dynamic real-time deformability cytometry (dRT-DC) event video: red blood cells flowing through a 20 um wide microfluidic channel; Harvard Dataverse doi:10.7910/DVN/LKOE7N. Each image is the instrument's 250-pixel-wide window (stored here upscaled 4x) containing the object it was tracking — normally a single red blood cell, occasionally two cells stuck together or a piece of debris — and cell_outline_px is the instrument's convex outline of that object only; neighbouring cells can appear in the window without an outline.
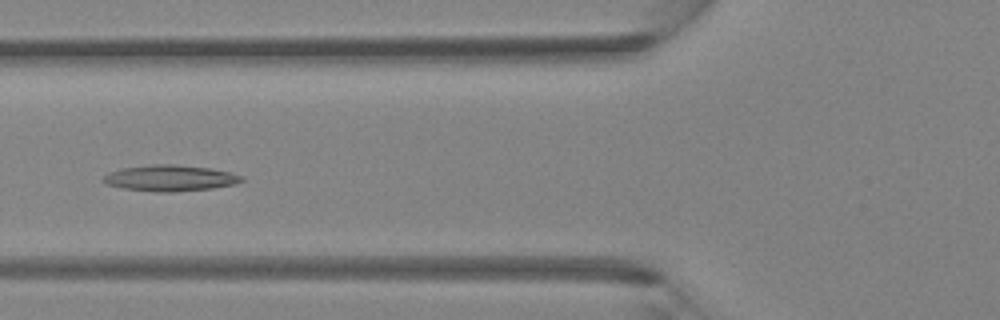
{"species": "Egyptian fruit bat (a non-hibernating species)", "species_latin": "Rousettus aegyptiacus", "temperature_condition": "room temperature", "stored_images_in_passage": 4, "camera_frame_rate_fps": 3000, "um_per_image_px": 0.085, "animal": {"sex": "female"}, "frame": {"image": 1, "passage_image": 4, "time_ms": 1.0, "image_size_px": [1000, 320], "cell_outline_px": [[244, 180], [236, 184], [212, 188], [172, 192], [156, 192], [124, 188], [104, 184], [100, 180], [100, 176], [108, 172], [120, 168], [152, 164], [176, 164], [212, 168], [244, 176]], "centroid_in_image_um": [14.4, 15.13], "position_along_channel_um": 111.4, "area_um2": 21.39}}